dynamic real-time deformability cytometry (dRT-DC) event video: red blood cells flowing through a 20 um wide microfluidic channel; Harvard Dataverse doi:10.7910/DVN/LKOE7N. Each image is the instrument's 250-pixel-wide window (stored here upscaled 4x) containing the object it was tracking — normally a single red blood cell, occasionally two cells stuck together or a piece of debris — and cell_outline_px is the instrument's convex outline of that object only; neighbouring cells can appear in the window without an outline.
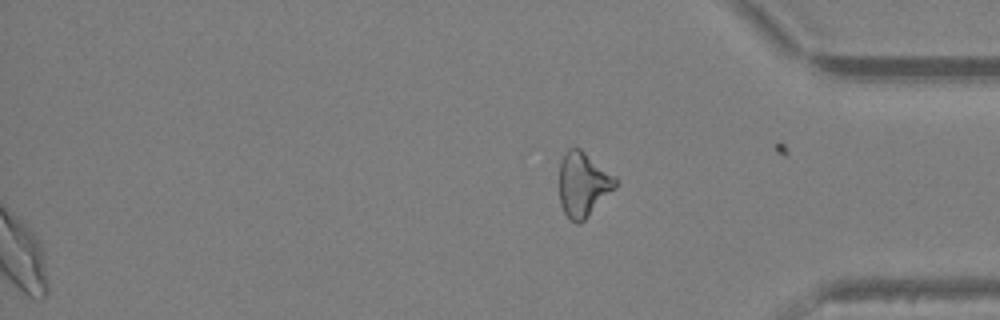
{"species": "Egyptian fruit bat (a non-hibernating species)", "species_latin": "Rousettus aegyptiacus", "temperature_condition": "warm", "stored_images_in_passage": 38, "camera_frame_rate_fps": 3000, "um_per_image_px": 0.085, "animal": {"sex": "female"}, "frame": {"image": 1, "passage_image": 38, "time_ms": 12.333, "image_size_px": [1000, 320], "cell_outline_px": [[616, 188], [580, 224], [576, 224], [568, 220], [560, 204], [560, 160], [564, 152], [568, 148], [580, 148], [616, 176]], "centroid_in_image_um": [49.56, 15.68], "position_along_channel_um": 385.6, "area_um2": 21.33}}